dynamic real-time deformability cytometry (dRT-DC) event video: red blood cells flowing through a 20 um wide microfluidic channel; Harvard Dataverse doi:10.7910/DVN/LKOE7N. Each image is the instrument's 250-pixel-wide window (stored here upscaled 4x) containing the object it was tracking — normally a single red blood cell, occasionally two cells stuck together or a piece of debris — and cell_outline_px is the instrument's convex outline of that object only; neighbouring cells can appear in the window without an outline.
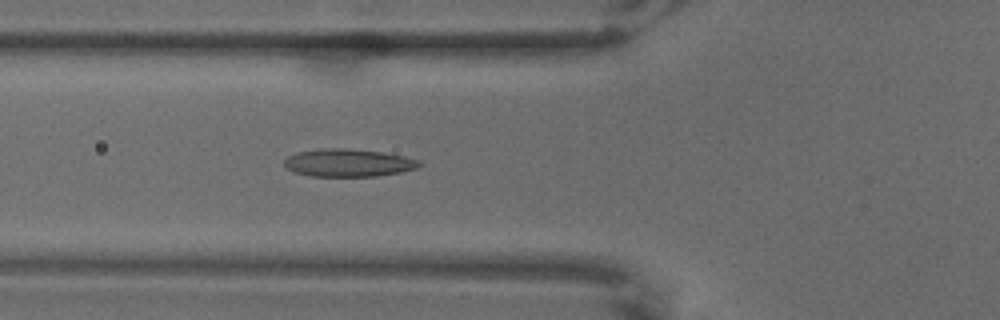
{"species": "common noctule bat (a hibernating species)", "species_latin": "Nyctalus noctula", "temperature_condition": "warm", "stored_images_in_passage": 6, "camera_frame_rate_fps": 3000, "um_per_image_px": 0.085, "animal": {"sex": "male", "body_mass_g": 18.8}, "frame": {"image": 1, "passage_image": 6, "time_ms": 1.667, "image_size_px": [1000, 320], "cell_outline_px": [[424, 164], [416, 168], [400, 172], [376, 176], [312, 176], [296, 172], [288, 168], [284, 164], [284, 160], [288, 156], [300, 152], [320, 148], [344, 148], [380, 152], [404, 156], [420, 160]], "centroid_in_image_um": [29.64, 13.84], "position_along_channel_um": 96.2, "area_um2": 21.62}}